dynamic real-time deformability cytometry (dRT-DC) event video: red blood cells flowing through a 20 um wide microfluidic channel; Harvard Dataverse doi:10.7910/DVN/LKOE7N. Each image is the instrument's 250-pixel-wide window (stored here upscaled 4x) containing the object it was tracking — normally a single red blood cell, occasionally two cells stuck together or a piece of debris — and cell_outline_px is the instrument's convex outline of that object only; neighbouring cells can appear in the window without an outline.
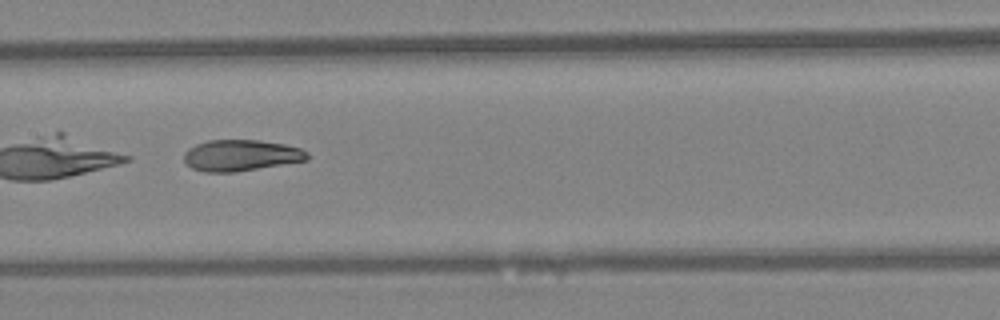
{"species": "Egyptian fruit bat (a non-hibernating species)", "species_latin": "Rousettus aegyptiacus", "temperature_condition": "warm", "stored_images_in_passage": 19, "camera_frame_rate_fps": 3000, "um_per_image_px": 0.085, "animal": {"sex": "female"}, "frame": {"image": 1, "passage_image": 11, "time_ms": 3.333, "image_size_px": [1000, 320], "cell_outline_px": [[308, 160], [236, 172], [204, 172], [192, 168], [184, 160], [184, 152], [188, 148], [196, 144], [208, 140], [256, 140], [284, 144], [300, 148], [308, 152]], "centroid_in_image_um": [20.47, 13.21], "position_along_channel_um": 186.9, "area_um2": 22.43}}
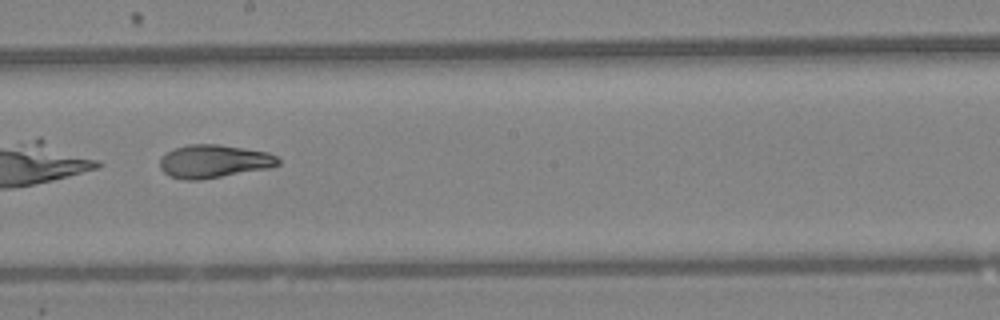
{"frame": {"image": 2, "passage_image": 14, "time_ms": 4.333, "image_size_px": [1000, 320], "cell_outline_px": [[280, 164], [272, 168], [200, 180], [184, 180], [168, 176], [160, 168], [160, 160], [168, 152], [176, 148], [188, 144], [216, 144], [268, 152], [276, 156], [280, 160]], "centroid_in_image_um": [18.21, 13.73], "position_along_channel_um": 230.0, "area_um2": 22.89}}